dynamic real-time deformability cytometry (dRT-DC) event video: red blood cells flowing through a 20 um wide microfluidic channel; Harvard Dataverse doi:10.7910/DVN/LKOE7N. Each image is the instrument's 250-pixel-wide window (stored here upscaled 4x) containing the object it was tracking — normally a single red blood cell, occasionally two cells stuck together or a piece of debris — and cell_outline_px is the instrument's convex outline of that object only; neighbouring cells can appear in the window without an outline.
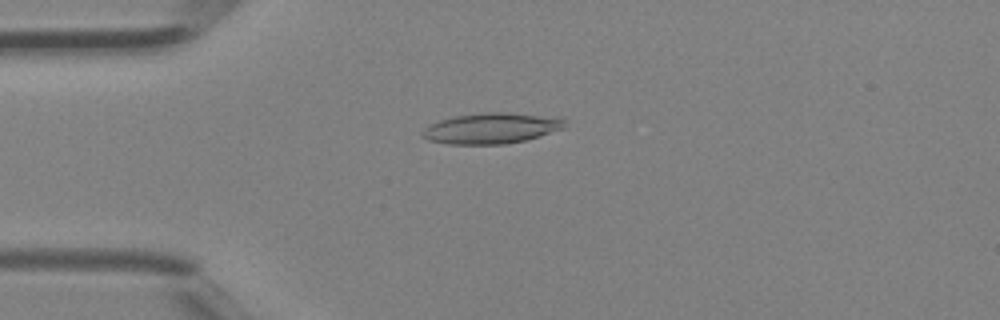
{"species": "Egyptian fruit bat (a non-hibernating species)", "species_latin": "Rousettus aegyptiacus", "temperature_condition": "room temperature", "stored_images_in_passage": 42, "camera_frame_rate_fps": 3000, "um_per_image_px": 0.085, "animal": {"sex": "female"}, "frame": {"image": 1, "passage_image": 11, "time_ms": 3.333, "image_size_px": [1000, 320], "cell_outline_px": [[564, 128], [540, 136], [524, 140], [504, 144], [448, 144], [428, 140], [420, 136], [420, 132], [424, 128], [440, 120], [456, 116], [484, 112], [500, 112], [560, 116], [564, 120]], "centroid_in_image_um": [41.77, 10.9], "position_along_channel_um": 43.2, "area_um2": 25.55}}
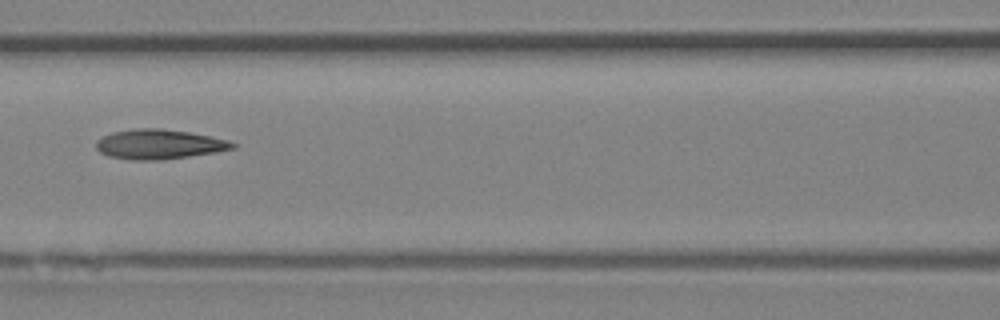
{"frame": {"image": 2, "passage_image": 19, "time_ms": 6.0, "image_size_px": [1000, 320], "cell_outline_px": [[236, 148], [216, 152], [160, 160], [132, 160], [108, 156], [100, 152], [96, 148], [96, 140], [112, 132], [136, 128], [164, 128], [212, 136], [228, 140], [236, 144]], "centroid_in_image_um": [13.52, 12.25], "position_along_channel_um": 153.1, "area_um2": 23.7}}
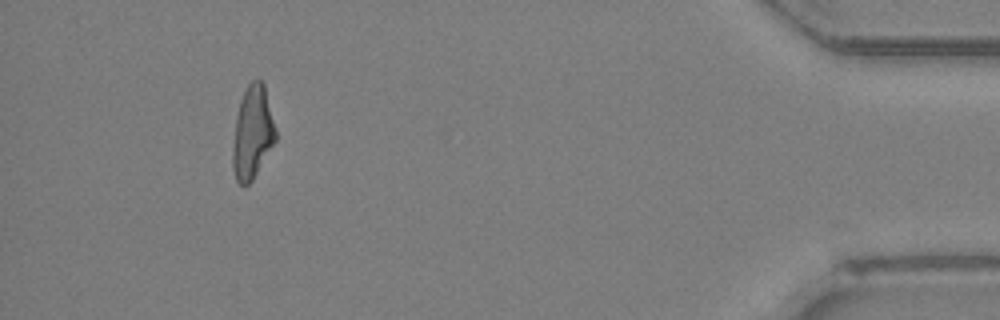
{"frame": {"image": 3, "passage_image": 39, "time_ms": 12.667, "image_size_px": [1000, 320], "cell_outline_px": [[276, 140], [252, 180], [248, 184], [240, 184], [236, 180], [232, 168], [232, 148], [236, 116], [240, 100], [248, 84], [252, 80], [260, 80], [264, 84], [276, 128]], "centroid_in_image_um": [21.45, 11.26], "position_along_channel_um": 413.7, "area_um2": 23.12}}